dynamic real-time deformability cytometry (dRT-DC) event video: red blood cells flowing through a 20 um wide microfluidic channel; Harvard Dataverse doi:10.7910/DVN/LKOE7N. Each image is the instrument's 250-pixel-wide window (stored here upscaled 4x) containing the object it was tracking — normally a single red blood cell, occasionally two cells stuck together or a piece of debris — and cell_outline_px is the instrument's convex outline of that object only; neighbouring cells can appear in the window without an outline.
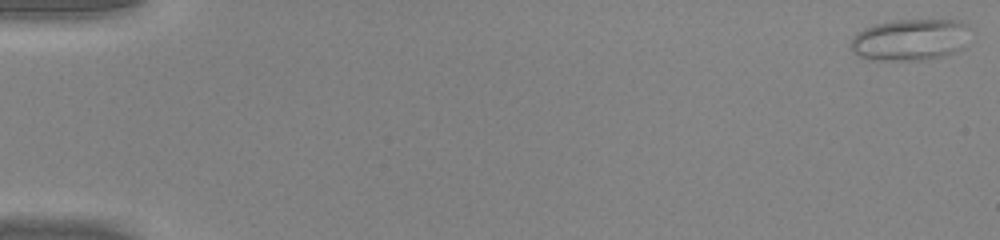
{"species": "common noctule bat (a hibernating species)", "species_latin": "Nyctalus noctula", "temperature_condition": "warm", "stored_images_in_passage": 49, "camera_frame_rate_fps": 3000, "um_per_image_px": 0.085, "animal": {"sex": "male", "body_mass_g": 20.0, "forearm_length_mm": 53.3}, "frame": {"image": 1, "passage_image": 1, "time_ms": 0.0, "image_size_px": [1000, 240], "cell_outline_px": [[968, 28], [960, 48], [956, 52], [940, 56], [920, 60], [868, 60], [852, 52], [848, 44], [852, 36], [856, 32], [864, 28], [876, 24], [896, 20], [956, 20], [964, 24]], "centroid_in_image_um": [77.23, 3.38], "position_along_channel_um": 7.8, "area_um2": 28.67}}
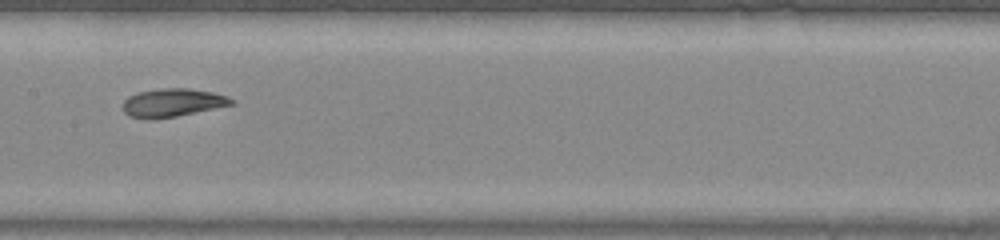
{"frame": {"image": 2, "passage_image": 26, "time_ms": 8.333, "image_size_px": [1000, 240], "cell_outline_px": [[236, 104], [176, 116], [148, 120], [128, 116], [124, 112], [124, 100], [128, 96], [136, 92], [160, 88], [188, 88], [212, 92], [228, 96], [236, 100]], "centroid_in_image_um": [14.68, 8.73], "position_along_channel_um": 192.7, "area_um2": 18.09}}
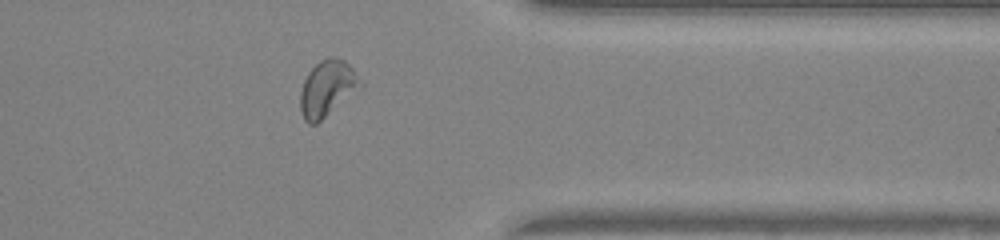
{"frame": {"image": 3, "passage_image": 40, "time_ms": 13.0, "image_size_px": [1000, 240], "cell_outline_px": [[364, 88], [316, 124], [308, 124], [304, 120], [300, 112], [300, 92], [304, 80], [308, 72], [320, 60], [328, 56], [336, 56], [344, 60], [352, 68], [364, 84]], "centroid_in_image_um": [27.85, 7.53], "position_along_channel_um": 383.5, "area_um2": 20.17}, "authors_computed_cell_mechanics": {"area_um2": 19.074, "velocity_mm_per_s": 4.2592, "shape_relaxation_time_tau1_ms": 8.5388, "shape_relaxation_time_tau2_ms": 2.1507, "deformation_change_tau1": 0.2536, "deformation_change_tau2": 0.0749}}